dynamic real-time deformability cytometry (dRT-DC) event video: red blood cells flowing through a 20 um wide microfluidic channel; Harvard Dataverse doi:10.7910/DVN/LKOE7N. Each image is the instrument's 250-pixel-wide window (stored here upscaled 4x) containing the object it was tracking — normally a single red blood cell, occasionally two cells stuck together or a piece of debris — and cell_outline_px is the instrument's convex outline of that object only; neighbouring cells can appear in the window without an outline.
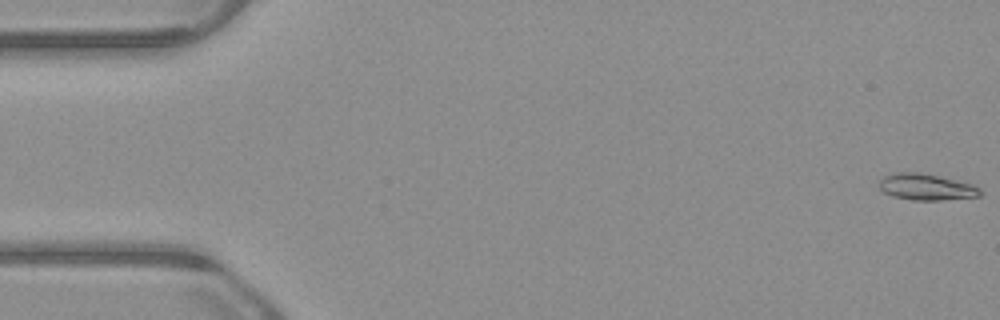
{"species": "common noctule bat (a hibernating species)", "species_latin": "Nyctalus noctula", "temperature_condition": "warm", "stored_images_in_passage": 54, "camera_frame_rate_fps": 3000, "um_per_image_px": 0.085, "animal": {"sex": "male", "body_mass_g": 23.1, "forearm_length_mm": 52.7}, "frame": {"image": 1, "passage_image": 1, "time_ms": 0.0, "image_size_px": [1000, 320], "cell_outline_px": [[984, 192], [980, 196], [940, 200], [912, 200], [892, 196], [884, 192], [880, 188], [880, 180], [884, 176], [892, 172], [916, 172], [936, 176], [972, 184], [980, 188]], "centroid_in_image_um": [78.73, 15.9], "position_along_channel_um": 6.3, "area_um2": 15.37}}
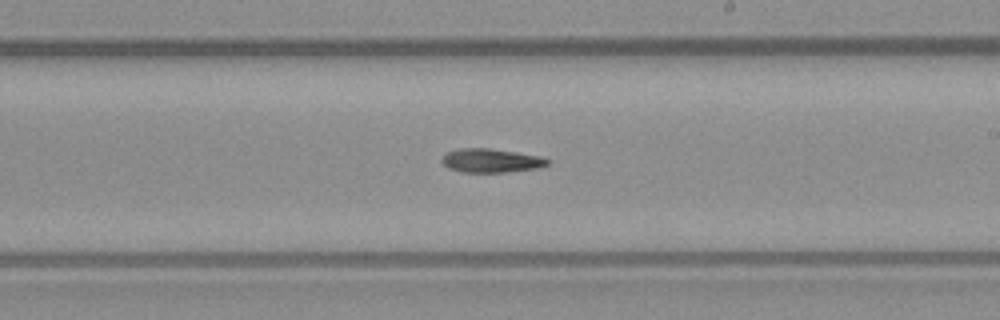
{"frame": {"image": 2, "passage_image": 31, "time_ms": 10.0, "image_size_px": [1000, 320], "cell_outline_px": [[552, 160], [548, 164], [540, 168], [504, 172], [464, 172], [448, 168], [440, 160], [444, 152], [460, 148], [488, 148], [516, 152], [540, 156]], "centroid_in_image_um": [41.73, 13.64], "position_along_channel_um": 247.3, "area_um2": 14.8}}
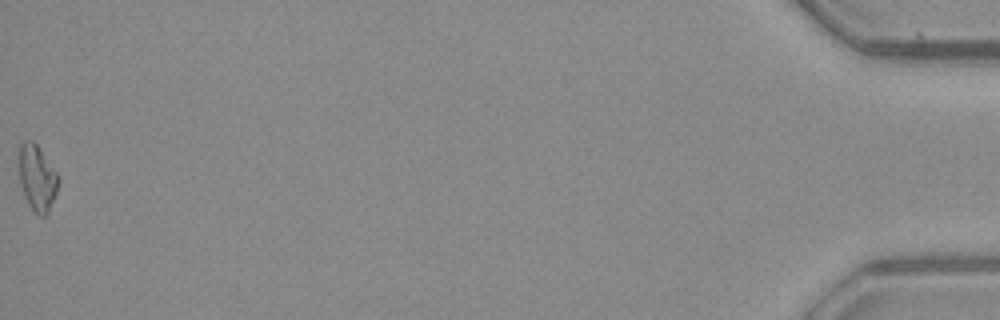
{"frame": {"image": 3, "passage_image": 54, "time_ms": 17.667, "image_size_px": [1000, 320], "cell_outline_px": [[60, 180], [56, 192], [48, 212], [44, 216], [40, 216], [28, 204], [20, 184], [20, 144], [24, 140], [32, 140], [36, 144], [60, 176]], "centroid_in_image_um": [3.18, 15.11], "position_along_channel_um": 432.0, "area_um2": 14.85}}